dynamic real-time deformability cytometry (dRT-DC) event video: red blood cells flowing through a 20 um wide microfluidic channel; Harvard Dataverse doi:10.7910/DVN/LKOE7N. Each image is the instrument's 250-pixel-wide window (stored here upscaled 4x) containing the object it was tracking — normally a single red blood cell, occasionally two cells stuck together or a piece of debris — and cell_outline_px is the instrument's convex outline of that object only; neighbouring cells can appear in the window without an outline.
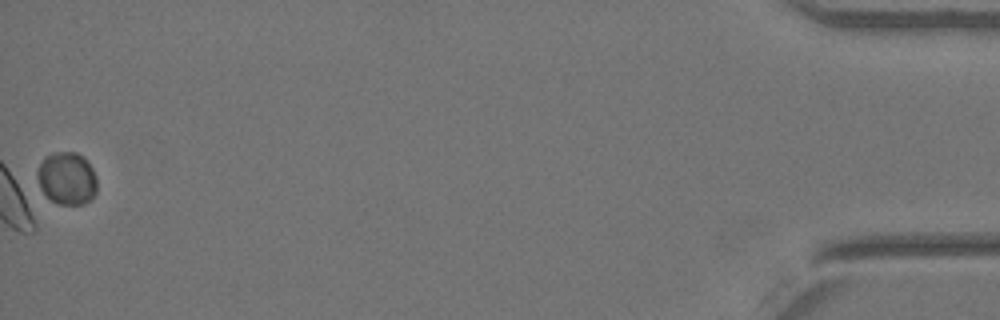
{"species": "Egyptian fruit bat (a non-hibernating species)", "species_latin": "Rousettus aegyptiacus", "temperature_condition": "warm", "stored_images_in_passage": 43, "segment_of_instrument_passage": [3, 3], "camera_frame_rate_fps": 3000, "um_per_image_px": 0.085, "animal": {"sex": "female"}, "frame": {"image": 1, "passage_image": 43, "time_ms": 14.0, "image_size_px": [1000, 320], "cell_outline_px": [[96, 192], [84, 204], [56, 204], [40, 192], [36, 176], [36, 172], [44, 156], [52, 152], [76, 152], [92, 168], [96, 176]], "centroid_in_image_um": [5.62, 15.17], "position_along_channel_um": 429.6, "area_um2": 18.44}}